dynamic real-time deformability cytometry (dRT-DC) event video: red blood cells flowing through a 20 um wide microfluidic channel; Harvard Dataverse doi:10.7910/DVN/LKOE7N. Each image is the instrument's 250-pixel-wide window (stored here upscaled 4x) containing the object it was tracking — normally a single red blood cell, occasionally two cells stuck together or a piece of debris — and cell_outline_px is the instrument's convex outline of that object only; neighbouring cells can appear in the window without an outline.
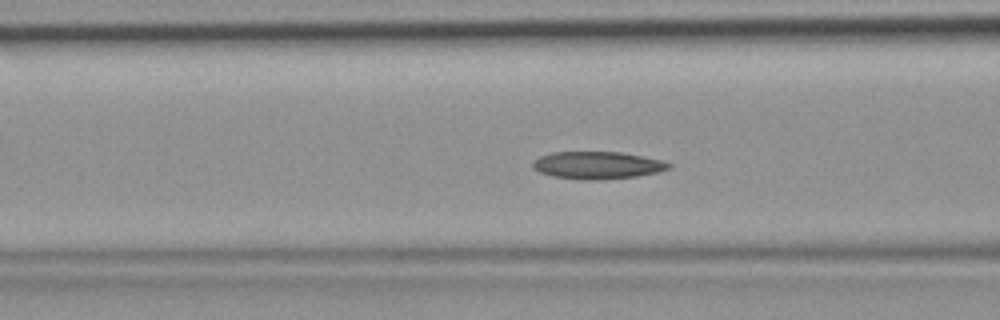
{"species": "common noctule bat (a hibernating species)", "species_latin": "Nyctalus noctula", "temperature_condition": "room temperature", "stored_images_in_passage": 47, "camera_frame_rate_fps": 3000, "um_per_image_px": 0.085, "animal": {"sex": "female", "body_mass_g": 19.9}, "frame": {"image": 1, "passage_image": 18, "time_ms": 5.667, "image_size_px": [1000, 320], "cell_outline_px": [[672, 168], [656, 172], [636, 176], [600, 180], [576, 180], [552, 176], [540, 172], [532, 168], [532, 160], [540, 156], [552, 152], [620, 152], [664, 160], [672, 164]], "centroid_in_image_um": [50.76, 14.05], "position_along_channel_um": 115.8, "area_um2": 21.96}}
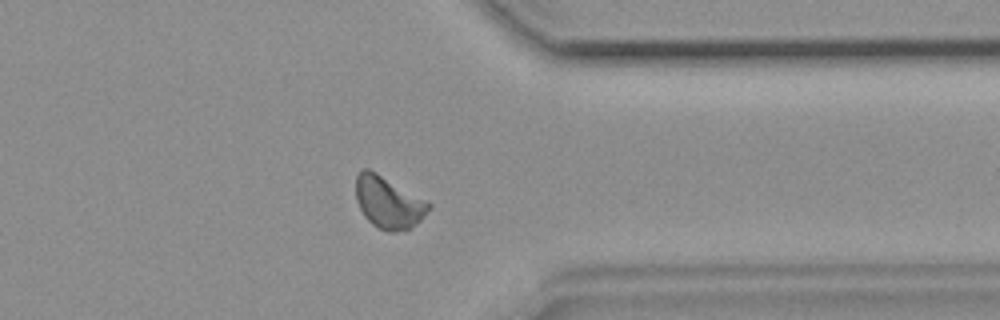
{"frame": {"image": 2, "passage_image": 37, "time_ms": 12.0, "image_size_px": [1000, 320], "cell_outline_px": [[432, 208], [416, 224], [408, 228], [396, 232], [388, 232], [372, 224], [364, 216], [356, 200], [356, 176], [360, 168], [368, 168], [376, 172], [428, 200], [432, 204]], "centroid_in_image_um": [33.03, 17.18], "position_along_channel_um": 378.4, "area_um2": 22.25}}
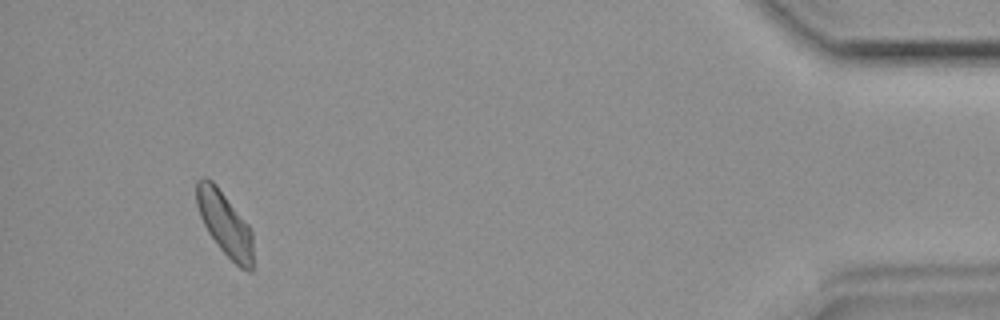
{"frame": {"image": 3, "passage_image": 44, "time_ms": 14.333, "image_size_px": [1000, 320], "cell_outline_px": [[252, 272], [248, 272], [240, 268], [220, 248], [208, 232], [200, 216], [196, 204], [196, 180], [200, 176], [204, 176], [212, 180], [216, 184], [248, 224], [252, 232]], "centroid_in_image_um": [19.09, 18.97], "position_along_channel_um": 416.1, "area_um2": 21.04}}